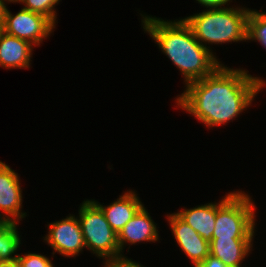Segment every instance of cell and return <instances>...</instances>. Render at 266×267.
I'll return each mask as SVG.
<instances>
[{"label": "cell", "mask_w": 266, "mask_h": 267, "mask_svg": "<svg viewBox=\"0 0 266 267\" xmlns=\"http://www.w3.org/2000/svg\"><path fill=\"white\" fill-rule=\"evenodd\" d=\"M248 73L222 63L212 74L185 85L184 92L176 97L177 107L207 128L227 124L247 110L257 93L266 87L265 80Z\"/></svg>", "instance_id": "6da1fadb"}, {"label": "cell", "mask_w": 266, "mask_h": 267, "mask_svg": "<svg viewBox=\"0 0 266 267\" xmlns=\"http://www.w3.org/2000/svg\"><path fill=\"white\" fill-rule=\"evenodd\" d=\"M141 16L144 31L179 69L185 85L212 74L222 64L212 51L195 39L183 18L166 21L146 14Z\"/></svg>", "instance_id": "7a4b0ae2"}, {"label": "cell", "mask_w": 266, "mask_h": 267, "mask_svg": "<svg viewBox=\"0 0 266 267\" xmlns=\"http://www.w3.org/2000/svg\"><path fill=\"white\" fill-rule=\"evenodd\" d=\"M213 7L183 18L191 27L195 39L206 49L208 45L247 41L249 8Z\"/></svg>", "instance_id": "3957f363"}, {"label": "cell", "mask_w": 266, "mask_h": 267, "mask_svg": "<svg viewBox=\"0 0 266 267\" xmlns=\"http://www.w3.org/2000/svg\"><path fill=\"white\" fill-rule=\"evenodd\" d=\"M223 197L216 202L212 238L253 239L256 231V205L252 202V197L239 190L231 191Z\"/></svg>", "instance_id": "277c9868"}, {"label": "cell", "mask_w": 266, "mask_h": 267, "mask_svg": "<svg viewBox=\"0 0 266 267\" xmlns=\"http://www.w3.org/2000/svg\"><path fill=\"white\" fill-rule=\"evenodd\" d=\"M78 220L87 250L104 263L120 258L118 234L111 228L101 208L93 200H84Z\"/></svg>", "instance_id": "5b68a950"}, {"label": "cell", "mask_w": 266, "mask_h": 267, "mask_svg": "<svg viewBox=\"0 0 266 267\" xmlns=\"http://www.w3.org/2000/svg\"><path fill=\"white\" fill-rule=\"evenodd\" d=\"M55 26L44 15L21 8L13 15L7 6L4 11L2 30L19 39L26 40L34 47L51 35Z\"/></svg>", "instance_id": "8992f818"}, {"label": "cell", "mask_w": 266, "mask_h": 267, "mask_svg": "<svg viewBox=\"0 0 266 267\" xmlns=\"http://www.w3.org/2000/svg\"><path fill=\"white\" fill-rule=\"evenodd\" d=\"M75 216L70 214L47 225L49 231L43 240L54 250L52 255L59 253L75 258L86 248L80 222Z\"/></svg>", "instance_id": "52a82bcc"}, {"label": "cell", "mask_w": 266, "mask_h": 267, "mask_svg": "<svg viewBox=\"0 0 266 267\" xmlns=\"http://www.w3.org/2000/svg\"><path fill=\"white\" fill-rule=\"evenodd\" d=\"M22 189L18 174L0 161V220L19 222L26 217L22 212ZM20 220V221H19Z\"/></svg>", "instance_id": "ba28073f"}, {"label": "cell", "mask_w": 266, "mask_h": 267, "mask_svg": "<svg viewBox=\"0 0 266 267\" xmlns=\"http://www.w3.org/2000/svg\"><path fill=\"white\" fill-rule=\"evenodd\" d=\"M166 219H168L177 244L193 263V266L198 267L210 255L209 241L200 236L175 212L167 215Z\"/></svg>", "instance_id": "9c48e42d"}, {"label": "cell", "mask_w": 266, "mask_h": 267, "mask_svg": "<svg viewBox=\"0 0 266 267\" xmlns=\"http://www.w3.org/2000/svg\"><path fill=\"white\" fill-rule=\"evenodd\" d=\"M145 208L143 205L118 233L120 258L125 257L123 249L127 243L135 245L144 241L155 243L159 240L157 224Z\"/></svg>", "instance_id": "30bf717a"}, {"label": "cell", "mask_w": 266, "mask_h": 267, "mask_svg": "<svg viewBox=\"0 0 266 267\" xmlns=\"http://www.w3.org/2000/svg\"><path fill=\"white\" fill-rule=\"evenodd\" d=\"M33 46L3 30L0 33V66L6 69L30 68Z\"/></svg>", "instance_id": "8fae6325"}, {"label": "cell", "mask_w": 266, "mask_h": 267, "mask_svg": "<svg viewBox=\"0 0 266 267\" xmlns=\"http://www.w3.org/2000/svg\"><path fill=\"white\" fill-rule=\"evenodd\" d=\"M103 211L111 228L118 234L126 223L132 219L135 213L143 206L137 193L127 190L123 195L107 206L92 199Z\"/></svg>", "instance_id": "7c38bea8"}, {"label": "cell", "mask_w": 266, "mask_h": 267, "mask_svg": "<svg viewBox=\"0 0 266 267\" xmlns=\"http://www.w3.org/2000/svg\"><path fill=\"white\" fill-rule=\"evenodd\" d=\"M254 239L212 238L210 255L218 258L226 267H241L246 256L253 250Z\"/></svg>", "instance_id": "4fadbf2b"}, {"label": "cell", "mask_w": 266, "mask_h": 267, "mask_svg": "<svg viewBox=\"0 0 266 267\" xmlns=\"http://www.w3.org/2000/svg\"><path fill=\"white\" fill-rule=\"evenodd\" d=\"M176 214L207 241L212 240L216 219V203L182 209Z\"/></svg>", "instance_id": "5bb4252c"}, {"label": "cell", "mask_w": 266, "mask_h": 267, "mask_svg": "<svg viewBox=\"0 0 266 267\" xmlns=\"http://www.w3.org/2000/svg\"><path fill=\"white\" fill-rule=\"evenodd\" d=\"M18 223L0 220V263L16 262L20 249L21 236L19 234Z\"/></svg>", "instance_id": "9a60e30c"}, {"label": "cell", "mask_w": 266, "mask_h": 267, "mask_svg": "<svg viewBox=\"0 0 266 267\" xmlns=\"http://www.w3.org/2000/svg\"><path fill=\"white\" fill-rule=\"evenodd\" d=\"M259 42L266 49V12L249 11L247 19V41Z\"/></svg>", "instance_id": "2e32d148"}, {"label": "cell", "mask_w": 266, "mask_h": 267, "mask_svg": "<svg viewBox=\"0 0 266 267\" xmlns=\"http://www.w3.org/2000/svg\"><path fill=\"white\" fill-rule=\"evenodd\" d=\"M60 0H18L17 3L24 5V9L44 15L54 25L56 24L57 12L55 6Z\"/></svg>", "instance_id": "e0dca14e"}, {"label": "cell", "mask_w": 266, "mask_h": 267, "mask_svg": "<svg viewBox=\"0 0 266 267\" xmlns=\"http://www.w3.org/2000/svg\"><path fill=\"white\" fill-rule=\"evenodd\" d=\"M16 263L19 267H54L55 265L45 255L29 252L24 255L18 254Z\"/></svg>", "instance_id": "ac0fdd59"}, {"label": "cell", "mask_w": 266, "mask_h": 267, "mask_svg": "<svg viewBox=\"0 0 266 267\" xmlns=\"http://www.w3.org/2000/svg\"><path fill=\"white\" fill-rule=\"evenodd\" d=\"M103 267H144L141 263L132 261L130 258L122 257L116 260L109 261Z\"/></svg>", "instance_id": "d6986e66"}, {"label": "cell", "mask_w": 266, "mask_h": 267, "mask_svg": "<svg viewBox=\"0 0 266 267\" xmlns=\"http://www.w3.org/2000/svg\"><path fill=\"white\" fill-rule=\"evenodd\" d=\"M201 6L206 8L222 7L229 5L232 0H196ZM229 3V4H228Z\"/></svg>", "instance_id": "ffe728a7"}, {"label": "cell", "mask_w": 266, "mask_h": 267, "mask_svg": "<svg viewBox=\"0 0 266 267\" xmlns=\"http://www.w3.org/2000/svg\"><path fill=\"white\" fill-rule=\"evenodd\" d=\"M198 267H226L218 258L209 255Z\"/></svg>", "instance_id": "44dd1931"}, {"label": "cell", "mask_w": 266, "mask_h": 267, "mask_svg": "<svg viewBox=\"0 0 266 267\" xmlns=\"http://www.w3.org/2000/svg\"><path fill=\"white\" fill-rule=\"evenodd\" d=\"M6 5L7 4L5 0H0V24H3L4 11H5Z\"/></svg>", "instance_id": "7402d4cb"}, {"label": "cell", "mask_w": 266, "mask_h": 267, "mask_svg": "<svg viewBox=\"0 0 266 267\" xmlns=\"http://www.w3.org/2000/svg\"><path fill=\"white\" fill-rule=\"evenodd\" d=\"M0 267H19L16 262L0 263Z\"/></svg>", "instance_id": "603a6c76"}, {"label": "cell", "mask_w": 266, "mask_h": 267, "mask_svg": "<svg viewBox=\"0 0 266 267\" xmlns=\"http://www.w3.org/2000/svg\"><path fill=\"white\" fill-rule=\"evenodd\" d=\"M7 3H17L18 0H5Z\"/></svg>", "instance_id": "cb8c5ba5"}, {"label": "cell", "mask_w": 266, "mask_h": 267, "mask_svg": "<svg viewBox=\"0 0 266 267\" xmlns=\"http://www.w3.org/2000/svg\"><path fill=\"white\" fill-rule=\"evenodd\" d=\"M2 26H3V24H0V33H1V31H2Z\"/></svg>", "instance_id": "d4e9b609"}]
</instances>
